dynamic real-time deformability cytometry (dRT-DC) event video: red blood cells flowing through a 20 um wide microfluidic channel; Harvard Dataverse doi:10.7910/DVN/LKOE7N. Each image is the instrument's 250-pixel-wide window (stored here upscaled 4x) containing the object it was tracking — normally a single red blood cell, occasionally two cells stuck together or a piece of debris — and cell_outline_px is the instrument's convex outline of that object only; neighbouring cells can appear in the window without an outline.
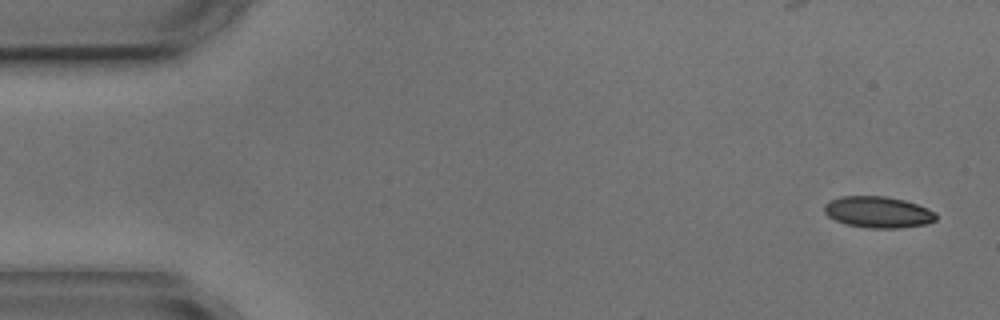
{"species": "common noctule bat (a hibernating species)", "species_latin": "Nyctalus noctula", "temperature_condition": "cold", "stored_images_in_passage": 3, "camera_frame_rate_fps": 3000, "um_per_image_px": 0.085, "animal": {"sex": "male", "body_mass_g": 17.9, "forearm_length_mm": 54.2}, "frame": {"image": 1, "passage_image": 1, "time_ms": 0.0, "image_size_px": [1000, 320], "cell_outline_px": [[936, 220], [924, 224], [900, 228], [864, 228], [848, 224], [836, 220], [828, 216], [824, 212], [824, 204], [840, 196], [884, 196], [904, 200], [928, 208], [936, 212]], "centroid_in_image_um": [74.64, 18.03], "position_along_channel_um": 10.4, "area_um2": 20.35}}
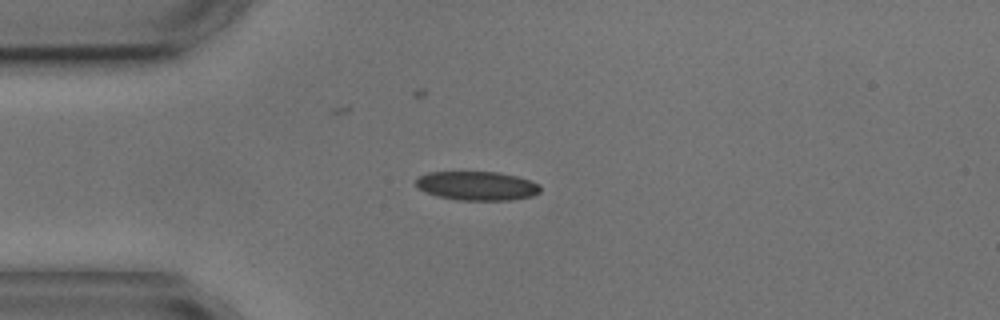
{"frame": {"image": 2, "passage_image": 3, "time_ms": 3.667, "image_size_px": [1000, 320], "cell_outline_px": [[540, 192], [532, 196], [512, 200], [456, 200], [436, 196], [416, 188], [416, 176], [428, 172], [496, 172], [516, 176], [540, 184]], "centroid_in_image_um": [40.5, 15.8], "position_along_channel_um": 44.5, "area_um2": 21.15}}